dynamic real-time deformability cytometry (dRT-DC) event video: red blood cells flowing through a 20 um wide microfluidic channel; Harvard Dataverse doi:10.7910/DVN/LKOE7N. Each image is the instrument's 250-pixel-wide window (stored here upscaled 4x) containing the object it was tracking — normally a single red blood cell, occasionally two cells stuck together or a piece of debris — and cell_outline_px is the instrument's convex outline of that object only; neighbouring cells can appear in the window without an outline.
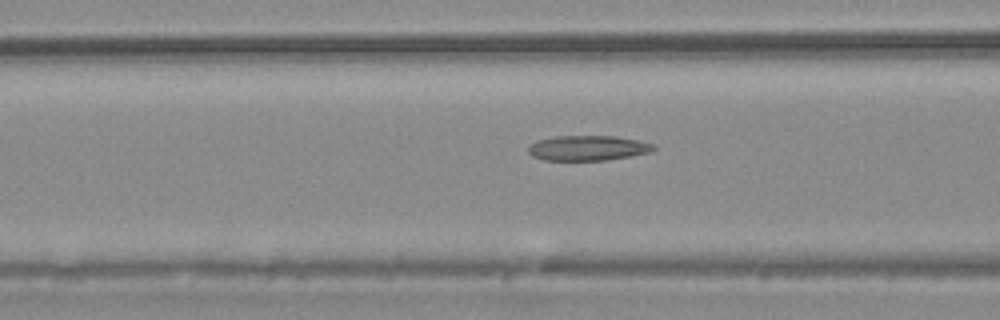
{"species": "common noctule bat (a hibernating species)", "species_latin": "Nyctalus noctula", "temperature_condition": "warm", "stored_images_in_passage": 48, "camera_frame_rate_fps": 3000, "um_per_image_px": 0.085, "animal": {"sex": "male", "body_mass_g": 20.4}, "frame": {"image": 1, "passage_image": 15, "time_ms": 4.667, "image_size_px": [1000, 320], "cell_outline_px": [[656, 148], [648, 152], [632, 156], [604, 160], [544, 160], [532, 156], [528, 152], [528, 148], [536, 140], [556, 136], [616, 136], [656, 144]], "centroid_in_image_um": [49.96, 12.58], "position_along_channel_um": 116.6, "area_um2": 18.26}}
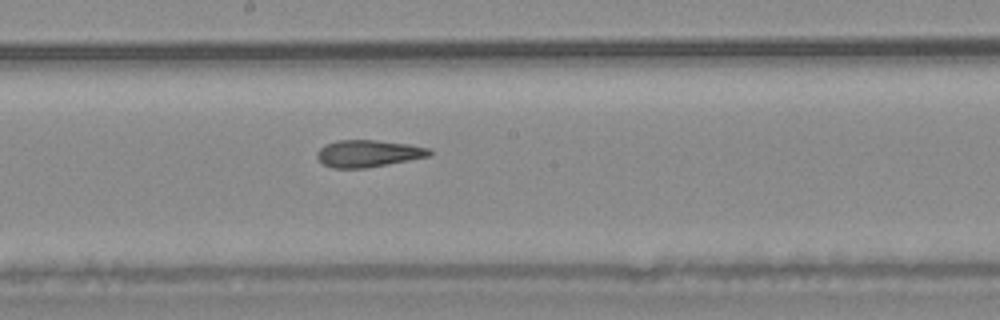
{"frame": {"image": 2, "passage_image": 23, "time_ms": 7.333, "image_size_px": [1000, 320], "cell_outline_px": [[432, 152], [428, 156], [388, 164], [364, 168], [332, 168], [324, 164], [316, 156], [316, 152], [324, 144], [336, 140], [376, 140], [408, 144], [432, 148]], "centroid_in_image_um": [31.28, 13.03], "position_along_channel_um": 216.9, "area_um2": 17.69}}
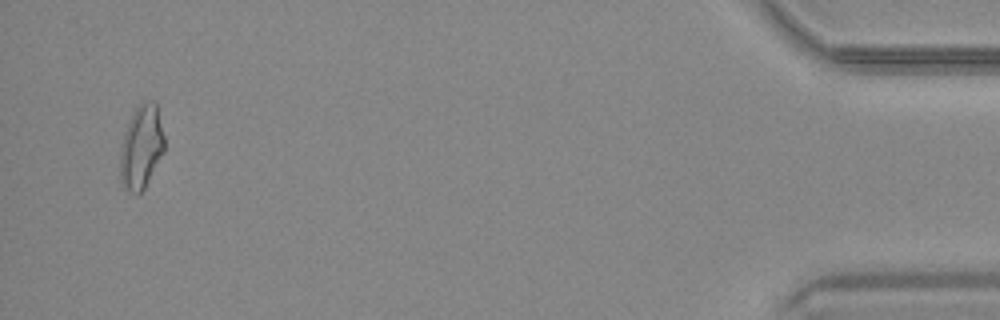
{"frame": {"image": 3, "passage_image": 46, "time_ms": 15.0, "image_size_px": [1000, 320], "cell_outline_px": [[164, 152], [144, 188], [136, 196], [128, 192], [124, 188], [120, 180], [120, 152], [124, 136], [132, 112], [144, 100], [152, 100], [156, 104], [164, 136]], "centroid_in_image_um": [12.01, 12.53], "position_along_channel_um": 423.2, "area_um2": 21.5}, "authors_computed_cell_mechanics": {"area_um2": 18.6116, "velocity_mm_per_s": 3.7528, "shape_relaxation_time_tau1_ms": null, "shape_relaxation_time_tau2_ms": 3.0187, "deformation_change_tau1": null, "deformation_change_tau2": 0.121}}